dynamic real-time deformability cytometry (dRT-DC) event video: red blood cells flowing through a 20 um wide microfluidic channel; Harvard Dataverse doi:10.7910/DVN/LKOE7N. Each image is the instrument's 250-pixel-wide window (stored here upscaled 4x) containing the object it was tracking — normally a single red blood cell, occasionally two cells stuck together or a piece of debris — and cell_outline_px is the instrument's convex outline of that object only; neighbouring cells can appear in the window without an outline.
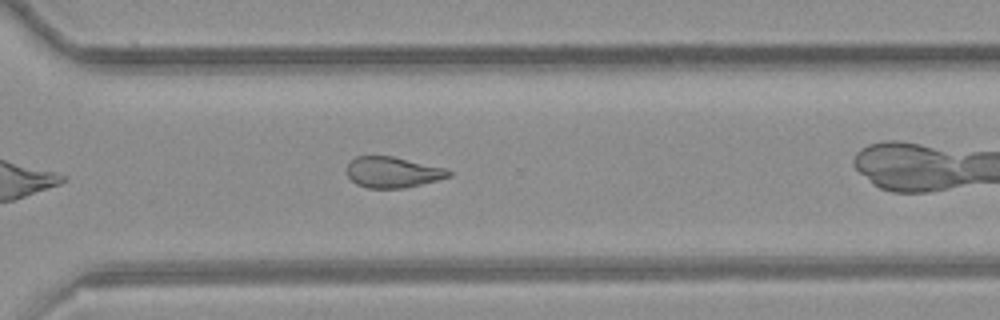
{"species": "common noctule bat (a hibernating species)", "species_latin": "Nyctalus noctula", "temperature_condition": "room temperature", "stored_images_in_passage": 22, "camera_frame_rate_fps": 3000, "um_per_image_px": 0.085, "animal": {"sex": "female", "body_mass_g": 21.9}, "frame": {"image": 1, "passage_image": 18, "time_ms": 5.667, "image_size_px": [1000, 320], "cell_outline_px": [[452, 176], [404, 188], [368, 188], [356, 184], [348, 176], [348, 164], [356, 156], [392, 156], [444, 168], [452, 172]], "centroid_in_image_um": [33.37, 14.64], "position_along_channel_um": 337.2, "area_um2": 18.03}}